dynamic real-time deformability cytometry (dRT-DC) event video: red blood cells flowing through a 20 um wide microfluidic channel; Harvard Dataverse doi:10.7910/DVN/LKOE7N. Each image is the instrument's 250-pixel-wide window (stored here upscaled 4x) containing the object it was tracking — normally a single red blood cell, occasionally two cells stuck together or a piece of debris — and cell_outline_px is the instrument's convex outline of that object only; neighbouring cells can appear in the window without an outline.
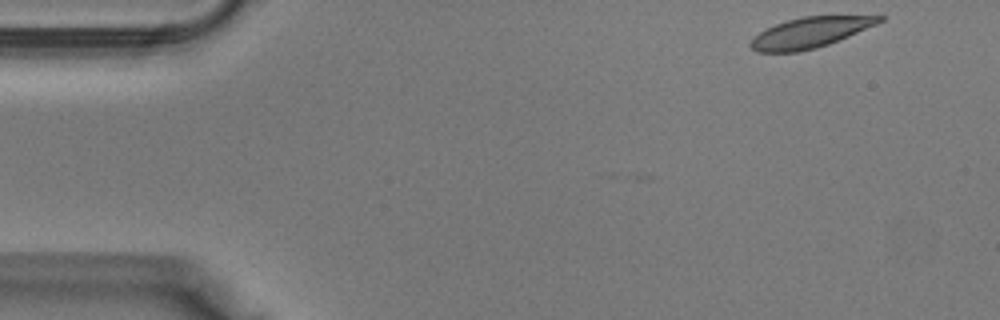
{"species": "Egyptian fruit bat (a non-hibernating species)", "species_latin": "Rousettus aegyptiacus", "temperature_condition": "warm", "stored_images_in_passage": 37, "camera_frame_rate_fps": 3000, "um_per_image_px": 0.085, "animal": {"sex": "male"}, "frame": {"image": 1, "passage_image": 1, "time_ms": 0.0, "image_size_px": [1000, 320], "cell_outline_px": [[884, 20], [876, 24], [848, 36], [828, 44], [816, 48], [796, 52], [756, 52], [748, 44], [760, 32], [776, 24], [788, 20], [804, 16], [884, 16]], "centroid_in_image_um": [68.84, 2.77], "position_along_channel_um": 16.2, "area_um2": 22.37}}
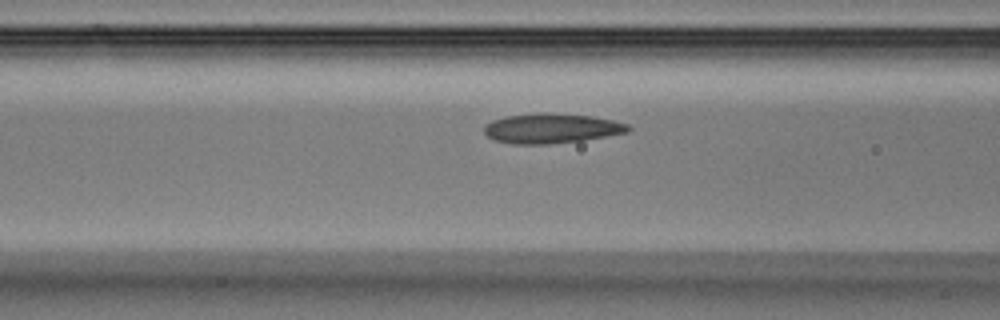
{"frame": {"image": 2, "passage_image": 13, "time_ms": 4.0, "image_size_px": [1000, 320], "cell_outline_px": [[632, 128], [628, 132], [580, 140], [548, 144], [512, 144], [496, 140], [488, 136], [484, 132], [484, 124], [492, 120], [504, 116], [540, 112], [544, 112], [592, 116], [612, 120], [628, 124]], "centroid_in_image_um": [46.83, 10.9], "position_along_channel_um": 119.8, "area_um2": 24.97}}
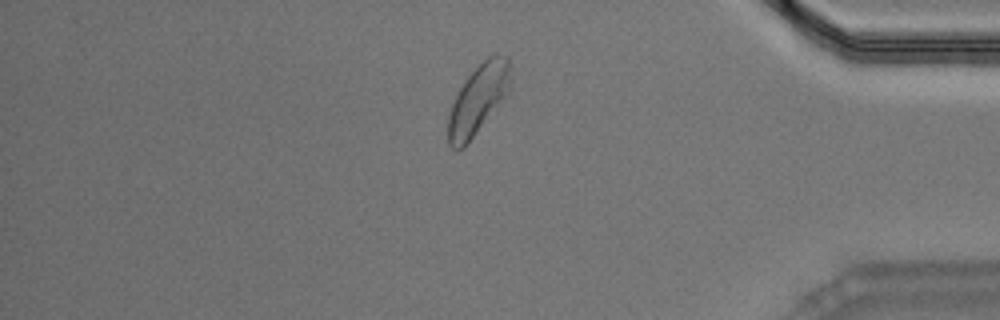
{"frame": {"image": 3, "passage_image": 31, "time_ms": 10.0, "image_size_px": [1000, 320], "cell_outline_px": [[512, 88], [464, 148], [456, 152], [448, 144], [448, 116], [452, 104], [460, 88], [468, 76], [492, 52], [496, 52], [508, 56], [512, 72]], "centroid_in_image_um": [40.68, 8.41], "position_along_channel_um": 394.5, "area_um2": 25.55}}